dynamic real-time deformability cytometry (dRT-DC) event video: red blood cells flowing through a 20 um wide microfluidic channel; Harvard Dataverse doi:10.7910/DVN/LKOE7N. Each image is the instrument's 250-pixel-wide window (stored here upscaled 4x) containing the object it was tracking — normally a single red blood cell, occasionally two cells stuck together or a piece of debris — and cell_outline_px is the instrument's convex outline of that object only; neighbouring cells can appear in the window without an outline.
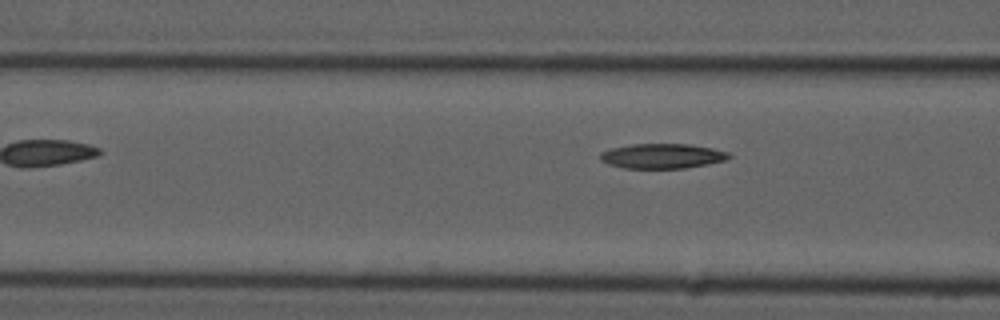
{"species": "common noctule bat (a hibernating species)", "species_latin": "Nyctalus noctula", "temperature_condition": "cold", "stored_images_in_passage": 4, "camera_frame_rate_fps": 3000, "um_per_image_px": 0.085, "animal": {"sex": "male", "forearm_length_mm": 52.5}, "frame": {"image": 1, "passage_image": 4, "time_ms": 4.0, "image_size_px": [1000, 320], "cell_outline_px": [[732, 156], [728, 160], [708, 164], [684, 168], [624, 168], [608, 164], [600, 160], [600, 152], [612, 148], [632, 144], [688, 144], [712, 148], [728, 152]], "centroid_in_image_um": [56.3, 13.26], "position_along_channel_um": 110.3, "area_um2": 18.67}}